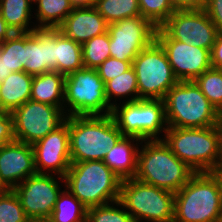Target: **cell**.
Here are the masks:
<instances>
[{
    "label": "cell",
    "instance_id": "cell-20",
    "mask_svg": "<svg viewBox=\"0 0 222 222\" xmlns=\"http://www.w3.org/2000/svg\"><path fill=\"white\" fill-rule=\"evenodd\" d=\"M141 142L138 138L123 136L108 150L103 159V162L122 181L134 178L136 175L137 154Z\"/></svg>",
    "mask_w": 222,
    "mask_h": 222
},
{
    "label": "cell",
    "instance_id": "cell-41",
    "mask_svg": "<svg viewBox=\"0 0 222 222\" xmlns=\"http://www.w3.org/2000/svg\"><path fill=\"white\" fill-rule=\"evenodd\" d=\"M9 74L7 73V63L5 53L0 50V82L3 81Z\"/></svg>",
    "mask_w": 222,
    "mask_h": 222
},
{
    "label": "cell",
    "instance_id": "cell-15",
    "mask_svg": "<svg viewBox=\"0 0 222 222\" xmlns=\"http://www.w3.org/2000/svg\"><path fill=\"white\" fill-rule=\"evenodd\" d=\"M161 28L174 40L210 51L218 34L204 10H175Z\"/></svg>",
    "mask_w": 222,
    "mask_h": 222
},
{
    "label": "cell",
    "instance_id": "cell-45",
    "mask_svg": "<svg viewBox=\"0 0 222 222\" xmlns=\"http://www.w3.org/2000/svg\"><path fill=\"white\" fill-rule=\"evenodd\" d=\"M27 222H47L45 220H28Z\"/></svg>",
    "mask_w": 222,
    "mask_h": 222
},
{
    "label": "cell",
    "instance_id": "cell-27",
    "mask_svg": "<svg viewBox=\"0 0 222 222\" xmlns=\"http://www.w3.org/2000/svg\"><path fill=\"white\" fill-rule=\"evenodd\" d=\"M86 216L87 207L67 188H63L47 222H86Z\"/></svg>",
    "mask_w": 222,
    "mask_h": 222
},
{
    "label": "cell",
    "instance_id": "cell-25",
    "mask_svg": "<svg viewBox=\"0 0 222 222\" xmlns=\"http://www.w3.org/2000/svg\"><path fill=\"white\" fill-rule=\"evenodd\" d=\"M56 59L57 72L67 76L76 70L84 68L82 45L67 38L56 29Z\"/></svg>",
    "mask_w": 222,
    "mask_h": 222
},
{
    "label": "cell",
    "instance_id": "cell-42",
    "mask_svg": "<svg viewBox=\"0 0 222 222\" xmlns=\"http://www.w3.org/2000/svg\"><path fill=\"white\" fill-rule=\"evenodd\" d=\"M73 8L91 7L95 5L94 0H69Z\"/></svg>",
    "mask_w": 222,
    "mask_h": 222
},
{
    "label": "cell",
    "instance_id": "cell-13",
    "mask_svg": "<svg viewBox=\"0 0 222 222\" xmlns=\"http://www.w3.org/2000/svg\"><path fill=\"white\" fill-rule=\"evenodd\" d=\"M110 55L121 61L135 57L156 39L157 28L147 19L136 16L108 25Z\"/></svg>",
    "mask_w": 222,
    "mask_h": 222
},
{
    "label": "cell",
    "instance_id": "cell-28",
    "mask_svg": "<svg viewBox=\"0 0 222 222\" xmlns=\"http://www.w3.org/2000/svg\"><path fill=\"white\" fill-rule=\"evenodd\" d=\"M94 6L108 25L141 16L138 0H97Z\"/></svg>",
    "mask_w": 222,
    "mask_h": 222
},
{
    "label": "cell",
    "instance_id": "cell-7",
    "mask_svg": "<svg viewBox=\"0 0 222 222\" xmlns=\"http://www.w3.org/2000/svg\"><path fill=\"white\" fill-rule=\"evenodd\" d=\"M119 201L136 222H173L175 193L135 178L121 182Z\"/></svg>",
    "mask_w": 222,
    "mask_h": 222
},
{
    "label": "cell",
    "instance_id": "cell-39",
    "mask_svg": "<svg viewBox=\"0 0 222 222\" xmlns=\"http://www.w3.org/2000/svg\"><path fill=\"white\" fill-rule=\"evenodd\" d=\"M211 65L212 68L222 69V32L217 34L211 50Z\"/></svg>",
    "mask_w": 222,
    "mask_h": 222
},
{
    "label": "cell",
    "instance_id": "cell-32",
    "mask_svg": "<svg viewBox=\"0 0 222 222\" xmlns=\"http://www.w3.org/2000/svg\"><path fill=\"white\" fill-rule=\"evenodd\" d=\"M86 222H136L119 200L87 208Z\"/></svg>",
    "mask_w": 222,
    "mask_h": 222
},
{
    "label": "cell",
    "instance_id": "cell-19",
    "mask_svg": "<svg viewBox=\"0 0 222 222\" xmlns=\"http://www.w3.org/2000/svg\"><path fill=\"white\" fill-rule=\"evenodd\" d=\"M57 30L67 38L83 45L93 37L107 32L108 24L95 6L73 8Z\"/></svg>",
    "mask_w": 222,
    "mask_h": 222
},
{
    "label": "cell",
    "instance_id": "cell-44",
    "mask_svg": "<svg viewBox=\"0 0 222 222\" xmlns=\"http://www.w3.org/2000/svg\"><path fill=\"white\" fill-rule=\"evenodd\" d=\"M212 173L214 174V176L217 178L219 185H220V189H221V194H222V167H217L215 168Z\"/></svg>",
    "mask_w": 222,
    "mask_h": 222
},
{
    "label": "cell",
    "instance_id": "cell-12",
    "mask_svg": "<svg viewBox=\"0 0 222 222\" xmlns=\"http://www.w3.org/2000/svg\"><path fill=\"white\" fill-rule=\"evenodd\" d=\"M64 177L55 174H35L28 177L13 190L18 196L29 220H45L51 216Z\"/></svg>",
    "mask_w": 222,
    "mask_h": 222
},
{
    "label": "cell",
    "instance_id": "cell-4",
    "mask_svg": "<svg viewBox=\"0 0 222 222\" xmlns=\"http://www.w3.org/2000/svg\"><path fill=\"white\" fill-rule=\"evenodd\" d=\"M163 101L168 127L205 128L222 123V115L195 81H178Z\"/></svg>",
    "mask_w": 222,
    "mask_h": 222
},
{
    "label": "cell",
    "instance_id": "cell-14",
    "mask_svg": "<svg viewBox=\"0 0 222 222\" xmlns=\"http://www.w3.org/2000/svg\"><path fill=\"white\" fill-rule=\"evenodd\" d=\"M156 40L165 50L178 81H194L212 67L208 49L174 40L161 27L157 28Z\"/></svg>",
    "mask_w": 222,
    "mask_h": 222
},
{
    "label": "cell",
    "instance_id": "cell-34",
    "mask_svg": "<svg viewBox=\"0 0 222 222\" xmlns=\"http://www.w3.org/2000/svg\"><path fill=\"white\" fill-rule=\"evenodd\" d=\"M28 220L14 190L4 189L0 193V222H27Z\"/></svg>",
    "mask_w": 222,
    "mask_h": 222
},
{
    "label": "cell",
    "instance_id": "cell-43",
    "mask_svg": "<svg viewBox=\"0 0 222 222\" xmlns=\"http://www.w3.org/2000/svg\"><path fill=\"white\" fill-rule=\"evenodd\" d=\"M218 167H222V123L220 124Z\"/></svg>",
    "mask_w": 222,
    "mask_h": 222
},
{
    "label": "cell",
    "instance_id": "cell-36",
    "mask_svg": "<svg viewBox=\"0 0 222 222\" xmlns=\"http://www.w3.org/2000/svg\"><path fill=\"white\" fill-rule=\"evenodd\" d=\"M15 140L11 112L0 109V146Z\"/></svg>",
    "mask_w": 222,
    "mask_h": 222
},
{
    "label": "cell",
    "instance_id": "cell-16",
    "mask_svg": "<svg viewBox=\"0 0 222 222\" xmlns=\"http://www.w3.org/2000/svg\"><path fill=\"white\" fill-rule=\"evenodd\" d=\"M32 148L38 174L64 177L71 165L69 116L60 127L33 143Z\"/></svg>",
    "mask_w": 222,
    "mask_h": 222
},
{
    "label": "cell",
    "instance_id": "cell-31",
    "mask_svg": "<svg viewBox=\"0 0 222 222\" xmlns=\"http://www.w3.org/2000/svg\"><path fill=\"white\" fill-rule=\"evenodd\" d=\"M194 81L209 102L222 115V69L211 67Z\"/></svg>",
    "mask_w": 222,
    "mask_h": 222
},
{
    "label": "cell",
    "instance_id": "cell-24",
    "mask_svg": "<svg viewBox=\"0 0 222 222\" xmlns=\"http://www.w3.org/2000/svg\"><path fill=\"white\" fill-rule=\"evenodd\" d=\"M34 5L36 29H57L73 9L69 0H33Z\"/></svg>",
    "mask_w": 222,
    "mask_h": 222
},
{
    "label": "cell",
    "instance_id": "cell-10",
    "mask_svg": "<svg viewBox=\"0 0 222 222\" xmlns=\"http://www.w3.org/2000/svg\"><path fill=\"white\" fill-rule=\"evenodd\" d=\"M139 99H164L178 79L175 77L165 50L155 39L133 60Z\"/></svg>",
    "mask_w": 222,
    "mask_h": 222
},
{
    "label": "cell",
    "instance_id": "cell-8",
    "mask_svg": "<svg viewBox=\"0 0 222 222\" xmlns=\"http://www.w3.org/2000/svg\"><path fill=\"white\" fill-rule=\"evenodd\" d=\"M111 116L123 136L135 137L141 141L162 140L163 132L168 129L162 99L118 103L112 108Z\"/></svg>",
    "mask_w": 222,
    "mask_h": 222
},
{
    "label": "cell",
    "instance_id": "cell-3",
    "mask_svg": "<svg viewBox=\"0 0 222 222\" xmlns=\"http://www.w3.org/2000/svg\"><path fill=\"white\" fill-rule=\"evenodd\" d=\"M64 181V188L87 208L119 200L122 180L103 160L71 162Z\"/></svg>",
    "mask_w": 222,
    "mask_h": 222
},
{
    "label": "cell",
    "instance_id": "cell-38",
    "mask_svg": "<svg viewBox=\"0 0 222 222\" xmlns=\"http://www.w3.org/2000/svg\"><path fill=\"white\" fill-rule=\"evenodd\" d=\"M175 10H204L208 0H171Z\"/></svg>",
    "mask_w": 222,
    "mask_h": 222
},
{
    "label": "cell",
    "instance_id": "cell-6",
    "mask_svg": "<svg viewBox=\"0 0 222 222\" xmlns=\"http://www.w3.org/2000/svg\"><path fill=\"white\" fill-rule=\"evenodd\" d=\"M163 141L196 173L218 167L220 125L205 128L168 127Z\"/></svg>",
    "mask_w": 222,
    "mask_h": 222
},
{
    "label": "cell",
    "instance_id": "cell-5",
    "mask_svg": "<svg viewBox=\"0 0 222 222\" xmlns=\"http://www.w3.org/2000/svg\"><path fill=\"white\" fill-rule=\"evenodd\" d=\"M222 217V194L212 172L195 173L175 193L173 222H219Z\"/></svg>",
    "mask_w": 222,
    "mask_h": 222
},
{
    "label": "cell",
    "instance_id": "cell-18",
    "mask_svg": "<svg viewBox=\"0 0 222 222\" xmlns=\"http://www.w3.org/2000/svg\"><path fill=\"white\" fill-rule=\"evenodd\" d=\"M25 72L39 75L57 72L56 29L25 32Z\"/></svg>",
    "mask_w": 222,
    "mask_h": 222
},
{
    "label": "cell",
    "instance_id": "cell-29",
    "mask_svg": "<svg viewBox=\"0 0 222 222\" xmlns=\"http://www.w3.org/2000/svg\"><path fill=\"white\" fill-rule=\"evenodd\" d=\"M0 50L6 56L7 73L25 72V32L13 33L0 42Z\"/></svg>",
    "mask_w": 222,
    "mask_h": 222
},
{
    "label": "cell",
    "instance_id": "cell-26",
    "mask_svg": "<svg viewBox=\"0 0 222 222\" xmlns=\"http://www.w3.org/2000/svg\"><path fill=\"white\" fill-rule=\"evenodd\" d=\"M105 96L112 108L118 104V99H123L119 103L139 100L137 78L133 66L105 83Z\"/></svg>",
    "mask_w": 222,
    "mask_h": 222
},
{
    "label": "cell",
    "instance_id": "cell-35",
    "mask_svg": "<svg viewBox=\"0 0 222 222\" xmlns=\"http://www.w3.org/2000/svg\"><path fill=\"white\" fill-rule=\"evenodd\" d=\"M132 62L109 57L96 70L104 83H106L128 70L132 66Z\"/></svg>",
    "mask_w": 222,
    "mask_h": 222
},
{
    "label": "cell",
    "instance_id": "cell-23",
    "mask_svg": "<svg viewBox=\"0 0 222 222\" xmlns=\"http://www.w3.org/2000/svg\"><path fill=\"white\" fill-rule=\"evenodd\" d=\"M33 10V0H0L2 19L14 33L36 30Z\"/></svg>",
    "mask_w": 222,
    "mask_h": 222
},
{
    "label": "cell",
    "instance_id": "cell-2",
    "mask_svg": "<svg viewBox=\"0 0 222 222\" xmlns=\"http://www.w3.org/2000/svg\"><path fill=\"white\" fill-rule=\"evenodd\" d=\"M122 137L111 114L69 116L71 162L103 160Z\"/></svg>",
    "mask_w": 222,
    "mask_h": 222
},
{
    "label": "cell",
    "instance_id": "cell-37",
    "mask_svg": "<svg viewBox=\"0 0 222 222\" xmlns=\"http://www.w3.org/2000/svg\"><path fill=\"white\" fill-rule=\"evenodd\" d=\"M218 33L222 32V0H208L204 9Z\"/></svg>",
    "mask_w": 222,
    "mask_h": 222
},
{
    "label": "cell",
    "instance_id": "cell-1",
    "mask_svg": "<svg viewBox=\"0 0 222 222\" xmlns=\"http://www.w3.org/2000/svg\"><path fill=\"white\" fill-rule=\"evenodd\" d=\"M195 173L163 140L141 142L137 154L136 180L176 193Z\"/></svg>",
    "mask_w": 222,
    "mask_h": 222
},
{
    "label": "cell",
    "instance_id": "cell-21",
    "mask_svg": "<svg viewBox=\"0 0 222 222\" xmlns=\"http://www.w3.org/2000/svg\"><path fill=\"white\" fill-rule=\"evenodd\" d=\"M33 75L12 72L0 82V109L12 112L31 98Z\"/></svg>",
    "mask_w": 222,
    "mask_h": 222
},
{
    "label": "cell",
    "instance_id": "cell-46",
    "mask_svg": "<svg viewBox=\"0 0 222 222\" xmlns=\"http://www.w3.org/2000/svg\"><path fill=\"white\" fill-rule=\"evenodd\" d=\"M4 189L0 186V193L3 191Z\"/></svg>",
    "mask_w": 222,
    "mask_h": 222
},
{
    "label": "cell",
    "instance_id": "cell-11",
    "mask_svg": "<svg viewBox=\"0 0 222 222\" xmlns=\"http://www.w3.org/2000/svg\"><path fill=\"white\" fill-rule=\"evenodd\" d=\"M16 141L33 144L60 127L66 120L64 108L28 100L11 112Z\"/></svg>",
    "mask_w": 222,
    "mask_h": 222
},
{
    "label": "cell",
    "instance_id": "cell-30",
    "mask_svg": "<svg viewBox=\"0 0 222 222\" xmlns=\"http://www.w3.org/2000/svg\"><path fill=\"white\" fill-rule=\"evenodd\" d=\"M110 38L108 31L95 36L82 45V57L84 68L96 69L110 55Z\"/></svg>",
    "mask_w": 222,
    "mask_h": 222
},
{
    "label": "cell",
    "instance_id": "cell-9",
    "mask_svg": "<svg viewBox=\"0 0 222 222\" xmlns=\"http://www.w3.org/2000/svg\"><path fill=\"white\" fill-rule=\"evenodd\" d=\"M112 107L105 96V83L96 69L82 68L65 76L64 112L72 115H108Z\"/></svg>",
    "mask_w": 222,
    "mask_h": 222
},
{
    "label": "cell",
    "instance_id": "cell-22",
    "mask_svg": "<svg viewBox=\"0 0 222 222\" xmlns=\"http://www.w3.org/2000/svg\"><path fill=\"white\" fill-rule=\"evenodd\" d=\"M64 81L56 71L34 75L30 100L64 108Z\"/></svg>",
    "mask_w": 222,
    "mask_h": 222
},
{
    "label": "cell",
    "instance_id": "cell-40",
    "mask_svg": "<svg viewBox=\"0 0 222 222\" xmlns=\"http://www.w3.org/2000/svg\"><path fill=\"white\" fill-rule=\"evenodd\" d=\"M14 32L11 28L6 24V22L2 19L0 14V42L5 41L9 38Z\"/></svg>",
    "mask_w": 222,
    "mask_h": 222
},
{
    "label": "cell",
    "instance_id": "cell-17",
    "mask_svg": "<svg viewBox=\"0 0 222 222\" xmlns=\"http://www.w3.org/2000/svg\"><path fill=\"white\" fill-rule=\"evenodd\" d=\"M37 174L31 144L12 141L0 146V186L13 190L30 176Z\"/></svg>",
    "mask_w": 222,
    "mask_h": 222
},
{
    "label": "cell",
    "instance_id": "cell-33",
    "mask_svg": "<svg viewBox=\"0 0 222 222\" xmlns=\"http://www.w3.org/2000/svg\"><path fill=\"white\" fill-rule=\"evenodd\" d=\"M141 17L160 28L175 12L171 0H138Z\"/></svg>",
    "mask_w": 222,
    "mask_h": 222
}]
</instances>
